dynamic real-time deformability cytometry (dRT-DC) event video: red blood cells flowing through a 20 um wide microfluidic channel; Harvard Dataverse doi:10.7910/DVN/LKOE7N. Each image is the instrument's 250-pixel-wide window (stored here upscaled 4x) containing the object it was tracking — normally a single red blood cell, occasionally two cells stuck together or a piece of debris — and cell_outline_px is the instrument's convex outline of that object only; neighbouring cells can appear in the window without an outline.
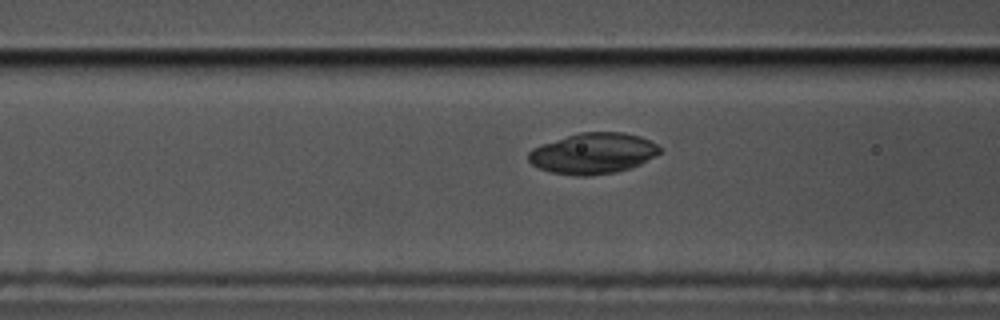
{"species": "common noctule bat (a hibernating species)", "species_latin": "Nyctalus noctula", "temperature_condition": "cold", "stored_images_in_passage": 11, "camera_frame_rate_fps": 3000, "um_per_image_px": 0.085, "animal": {"sex": "male", "body_mass_g": 17.5, "forearm_length_mm": 52.3}, "frame": {"image": 1, "passage_image": 8, "time_ms": 2.333, "image_size_px": [1000, 320], "cell_outline_px": [[660, 152], [640, 164], [616, 172], [588, 176], [576, 176], [552, 172], [536, 168], [528, 160], [528, 152], [532, 148], [540, 144], [580, 132], [624, 132], [640, 136], [656, 144], [660, 148]], "centroid_in_image_um": [50.36, 13.04], "position_along_channel_um": 116.2, "area_um2": 31.21}}